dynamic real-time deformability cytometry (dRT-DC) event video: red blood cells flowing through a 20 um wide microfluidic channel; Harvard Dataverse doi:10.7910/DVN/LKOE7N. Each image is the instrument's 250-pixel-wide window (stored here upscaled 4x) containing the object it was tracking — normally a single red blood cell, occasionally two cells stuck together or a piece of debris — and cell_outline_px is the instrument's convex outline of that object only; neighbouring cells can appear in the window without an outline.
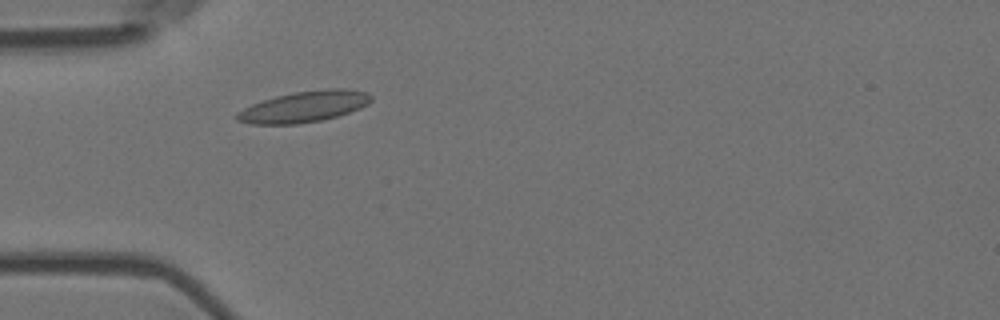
{"species": "Egyptian fruit bat (a non-hibernating species)", "species_latin": "Rousettus aegyptiacus", "temperature_condition": "room temperature", "stored_images_in_passage": 1, "camera_frame_rate_fps": 3000, "um_per_image_px": 0.085, "animal": {"sex": "female"}, "frame": {"image": 1, "passage_image": 1, "time_ms": 0.0, "image_size_px": [1000, 320], "cell_outline_px": [[372, 100], [368, 104], [360, 108], [336, 116], [320, 120], [296, 124], [252, 124], [236, 120], [236, 112], [252, 104], [276, 96], [292, 92], [328, 88], [344, 88], [368, 92], [372, 96]], "centroid_in_image_um": [25.86, 9.05], "position_along_channel_um": 59.1, "area_um2": 24.22}}